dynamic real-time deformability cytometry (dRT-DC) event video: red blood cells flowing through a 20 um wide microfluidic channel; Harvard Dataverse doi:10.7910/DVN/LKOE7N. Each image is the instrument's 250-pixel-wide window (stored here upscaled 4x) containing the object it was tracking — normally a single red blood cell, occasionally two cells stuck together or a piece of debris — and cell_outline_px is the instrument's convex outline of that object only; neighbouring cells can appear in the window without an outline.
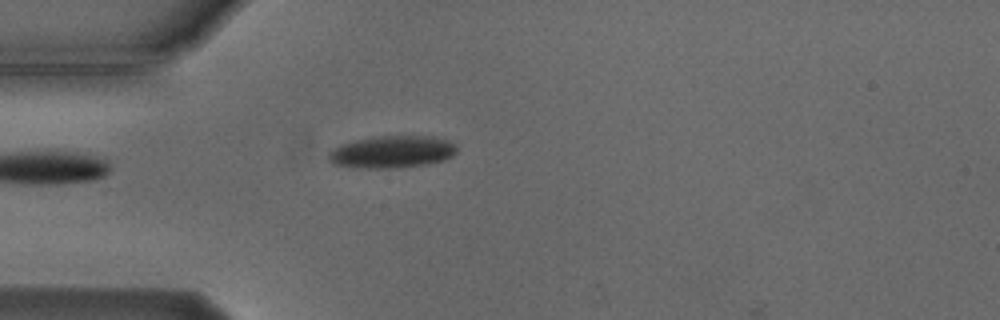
{"species": "Egyptian fruit bat (a non-hibernating species)", "species_latin": "Rousettus aegyptiacus", "temperature_condition": "cold", "stored_images_in_passage": 5, "camera_frame_rate_fps": 3000, "um_per_image_px": 0.085, "animal": {"sex": "male"}, "frame": {"image": 1, "passage_image": 5, "time_ms": 4.667, "image_size_px": [1000, 320], "cell_outline_px": [[456, 152], [452, 156], [444, 160], [428, 164], [400, 168], [364, 168], [332, 164], [328, 156], [328, 152], [332, 148], [340, 144], [372, 136], [436, 136], [448, 140], [456, 144]], "centroid_in_image_um": [33.33, 12.9], "position_along_channel_um": 51.7, "area_um2": 24.39}}